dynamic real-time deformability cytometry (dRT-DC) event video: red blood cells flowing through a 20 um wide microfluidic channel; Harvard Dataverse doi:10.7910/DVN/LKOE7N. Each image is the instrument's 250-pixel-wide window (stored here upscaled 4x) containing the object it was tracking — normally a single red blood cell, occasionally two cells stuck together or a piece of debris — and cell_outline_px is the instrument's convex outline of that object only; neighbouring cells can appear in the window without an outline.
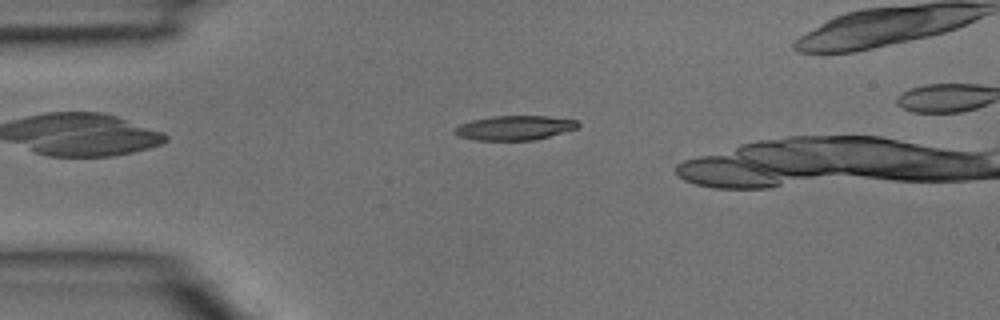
{"species": "common noctule bat (a hibernating species)", "species_latin": "Nyctalus noctula", "temperature_condition": "room temperature", "stored_images_in_passage": 3, "camera_frame_rate_fps": 3000, "um_per_image_px": 0.085, "animal": {"sex": "male", "body_mass_g": 15.6}, "frame": {"image": 1, "passage_image": 1, "time_ms": 0.0, "image_size_px": [1000, 320], "cell_outline_px": [[580, 124], [576, 128], [536, 140], [476, 140], [460, 136], [456, 132], [456, 128], [460, 124], [472, 120], [492, 116], [548, 116], [576, 120]], "centroid_in_image_um": [43.77, 10.86], "position_along_channel_um": 41.2, "area_um2": 17.28}}